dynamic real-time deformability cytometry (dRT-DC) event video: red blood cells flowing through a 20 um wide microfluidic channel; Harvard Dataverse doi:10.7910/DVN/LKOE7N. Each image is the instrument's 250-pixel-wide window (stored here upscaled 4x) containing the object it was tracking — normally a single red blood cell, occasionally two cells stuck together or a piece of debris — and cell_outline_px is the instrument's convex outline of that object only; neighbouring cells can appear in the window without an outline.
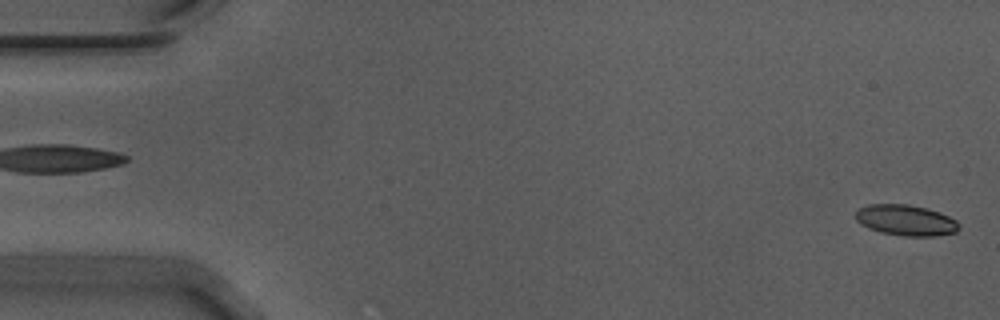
{"species": "Egyptian fruit bat (a non-hibernating species)", "species_latin": "Rousettus aegyptiacus", "temperature_condition": "warm", "stored_images_in_passage": 55, "camera_frame_rate_fps": 3000, "um_per_image_px": 0.085, "animal": {"sex": "male"}, "frame": {"image": 1, "passage_image": 1, "time_ms": 0.0, "image_size_px": [1000, 320], "cell_outline_px": [[960, 228], [956, 232], [936, 236], [904, 236], [880, 232], [868, 228], [860, 224], [856, 220], [856, 212], [860, 208], [868, 204], [908, 204], [940, 212], [956, 220], [960, 224]], "centroid_in_image_um": [77.0, 18.72], "position_along_channel_um": 8.0, "area_um2": 18.61}}
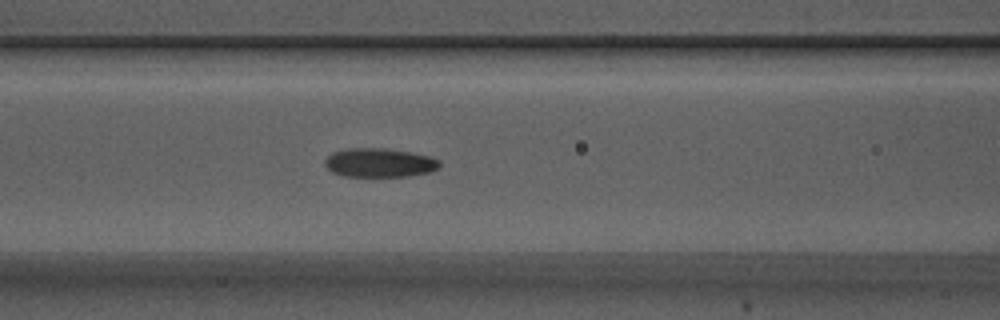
{"frame": {"image": 2, "passage_image": 23, "time_ms": 7.333, "image_size_px": [1000, 320], "cell_outline_px": [[440, 164], [432, 172], [408, 176], [344, 176], [332, 172], [324, 164], [324, 160], [332, 152], [348, 148], [384, 148], [408, 152], [428, 156], [440, 160]], "centroid_in_image_um": [32.23, 13.83], "position_along_channel_um": 134.4, "area_um2": 19.25}}
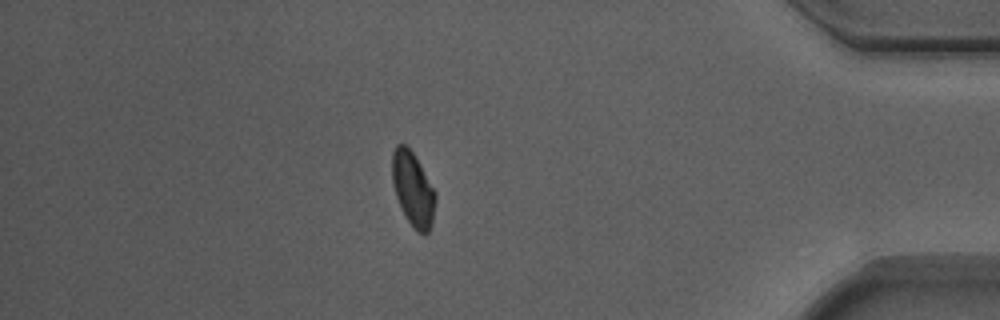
{"frame": {"image": 3, "passage_image": 48, "time_ms": 15.667, "image_size_px": [1000, 320], "cell_outline_px": [[436, 200], [432, 224], [428, 232], [424, 236], [416, 232], [408, 220], [396, 196], [392, 180], [392, 152], [396, 144], [404, 144], [412, 152], [436, 192]], "centroid_in_image_um": [35.11, 16.1], "position_along_channel_um": 400.1, "area_um2": 18.55}, "authors_computed_cell_mechanics": {"area_um2": 18.8428, "velocity_mm_per_s": 3.6964, "shape_relaxation_time_tau1_ms": 3.6863, "shape_relaxation_time_tau2_ms": 2.5997, "deformation_change_tau1": 0.1257, "deformation_change_tau2": 0.088}}